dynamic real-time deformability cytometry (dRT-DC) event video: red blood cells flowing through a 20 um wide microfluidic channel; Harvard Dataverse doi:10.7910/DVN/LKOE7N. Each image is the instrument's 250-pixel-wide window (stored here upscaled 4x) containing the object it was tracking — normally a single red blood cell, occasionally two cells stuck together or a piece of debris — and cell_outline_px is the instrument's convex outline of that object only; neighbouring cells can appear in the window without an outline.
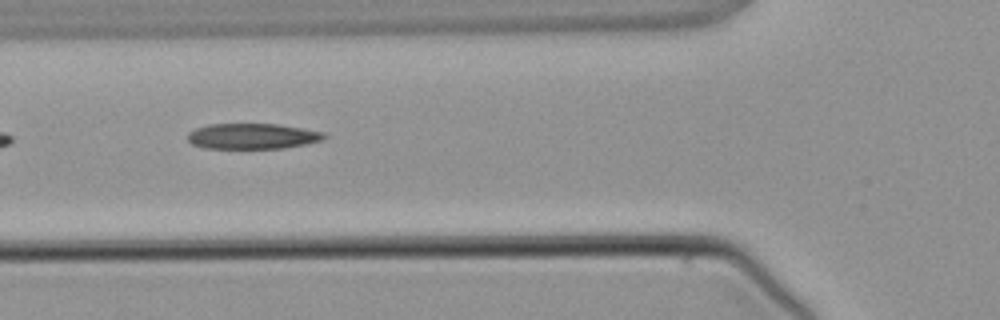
{"species": "common noctule bat (a hibernating species)", "species_latin": "Nyctalus noctula", "temperature_condition": "warm", "stored_images_in_passage": 4, "camera_frame_rate_fps": 3000, "um_per_image_px": 0.085, "animal": {"sex": "male", "body_mass_g": 21.5, "forearm_length_mm": 52.0}, "frame": {"image": 1, "passage_image": 4, "time_ms": 4.333, "image_size_px": [1000, 320], "cell_outline_px": [[328, 136], [324, 140], [284, 148], [204, 148], [192, 144], [188, 140], [188, 132], [196, 128], [208, 124], [276, 124], [324, 132]], "centroid_in_image_um": [21.45, 11.58], "position_along_channel_um": 104.3, "area_um2": 20.29}}